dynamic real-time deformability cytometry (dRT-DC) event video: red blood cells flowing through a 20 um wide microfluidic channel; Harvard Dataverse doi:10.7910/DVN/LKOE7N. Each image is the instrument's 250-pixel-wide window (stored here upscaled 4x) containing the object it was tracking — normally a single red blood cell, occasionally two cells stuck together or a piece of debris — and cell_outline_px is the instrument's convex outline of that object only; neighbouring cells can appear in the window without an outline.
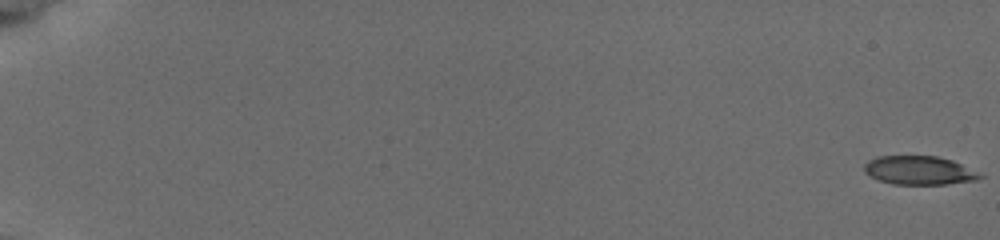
{"species": "common noctule bat (a hibernating species)", "species_latin": "Nyctalus noctula", "temperature_condition": "cold", "stored_images_in_passage": 46, "camera_frame_rate_fps": 3000, "um_per_image_px": 0.085, "animal": {"sex": "female", "body_mass_g": 19.5, "forearm_length_mm": 54.1}, "frame": {"image": 1, "passage_image": 1, "time_ms": 0.0, "image_size_px": [1000, 240], "cell_outline_px": [[984, 176], [976, 180], [944, 184], [892, 184], [880, 180], [864, 172], [864, 164], [868, 160], [876, 156], [936, 156], [952, 160]], "centroid_in_image_um": [78.08, 14.47], "position_along_channel_um": 6.9, "area_um2": 19.07}}
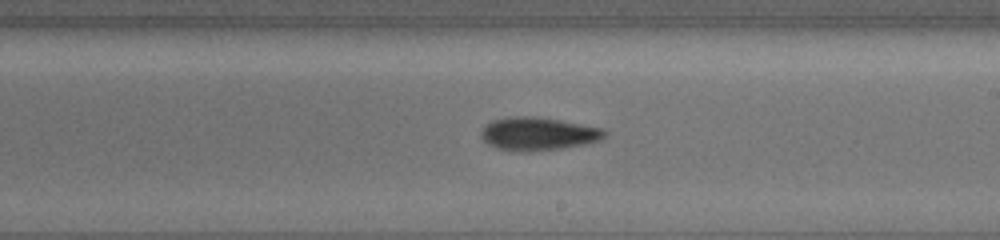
{"frame": {"image": 2, "passage_image": 30, "time_ms": 11.667, "image_size_px": [1000, 240], "cell_outline_px": [[608, 132], [600, 140], [584, 144], [560, 148], [528, 152], [516, 152], [496, 148], [488, 144], [480, 136], [480, 132], [492, 120], [512, 116], [532, 116], [560, 120], [604, 128]], "centroid_in_image_um": [45.73, 11.38], "position_along_channel_um": 243.3, "area_um2": 23.87}}
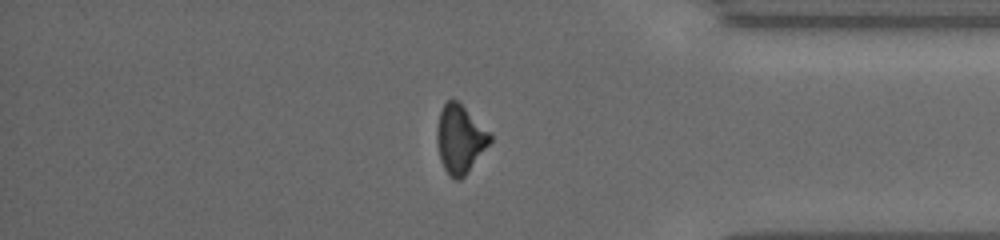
{"frame": {"image": 3, "passage_image": 40, "time_ms": 16.0, "image_size_px": [1000, 240], "cell_outline_px": [[492, 140], [468, 172], [460, 180], [456, 180], [448, 176], [440, 160], [436, 140], [436, 128], [440, 112], [444, 104], [448, 100], [456, 100], [492, 136]], "centroid_in_image_um": [39.06, 11.87], "position_along_channel_um": 396.1, "area_um2": 20.75}}